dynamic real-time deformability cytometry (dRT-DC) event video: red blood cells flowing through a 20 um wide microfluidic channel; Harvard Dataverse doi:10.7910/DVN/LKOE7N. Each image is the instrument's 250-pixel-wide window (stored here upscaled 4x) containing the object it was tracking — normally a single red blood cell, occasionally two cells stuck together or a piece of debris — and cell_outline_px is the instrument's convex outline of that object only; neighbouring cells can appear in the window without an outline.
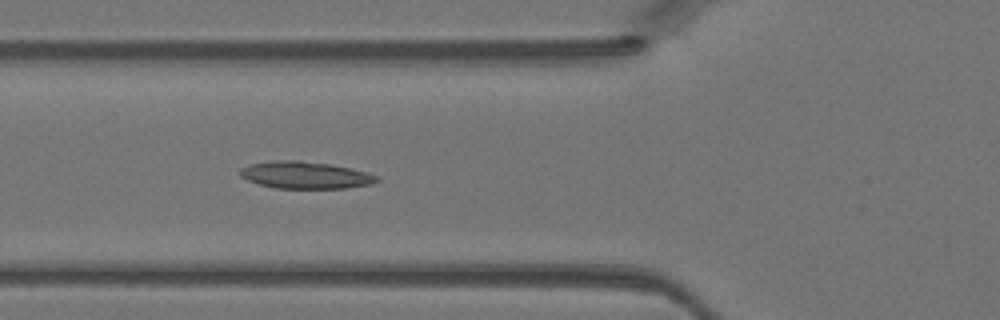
{"species": "Egyptian fruit bat (a non-hibernating species)", "species_latin": "Rousettus aegyptiacus", "temperature_condition": "warm", "stored_images_in_passage": 44, "camera_frame_rate_fps": 3000, "um_per_image_px": 0.085, "animal": {"sex": "female"}, "frame": {"image": 1, "passage_image": 16, "time_ms": 5.0, "image_size_px": [1000, 320], "cell_outline_px": [[380, 180], [372, 184], [348, 188], [276, 188], [260, 184], [248, 180], [240, 176], [240, 168], [248, 164], [272, 160], [300, 160], [328, 164], [348, 168], [380, 176]], "centroid_in_image_um": [25.93, 14.88], "position_along_channel_um": 99.9, "area_um2": 21.56}}
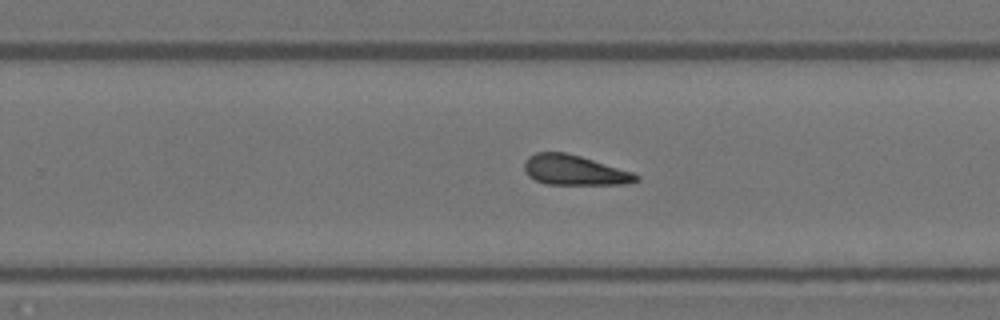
{"frame": {"image": 2, "passage_image": 28, "time_ms": 9.0, "image_size_px": [1000, 320], "cell_outline_px": [[640, 180], [628, 184], [544, 184], [528, 176], [524, 168], [524, 160], [528, 156], [536, 152], [564, 152], [580, 156], [632, 172], [640, 176]], "centroid_in_image_um": [48.8, 14.47], "position_along_channel_um": 281.0, "area_um2": 19.54}}
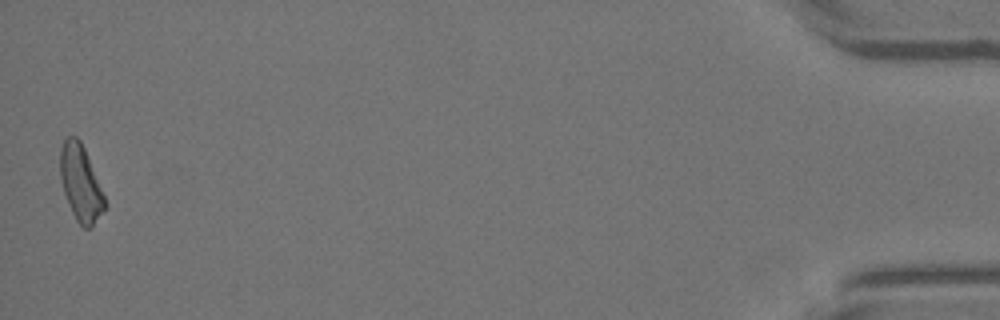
{"frame": {"image": 3, "passage_image": 44, "time_ms": 14.333, "image_size_px": [1000, 320], "cell_outline_px": [[104, 208], [92, 228], [84, 228], [76, 220], [68, 204], [60, 180], [60, 148], [64, 140], [68, 136], [76, 136], [80, 140], [84, 148], [104, 196]], "centroid_in_image_um": [6.82, 15.56], "position_along_channel_um": 428.4, "area_um2": 19.36}}